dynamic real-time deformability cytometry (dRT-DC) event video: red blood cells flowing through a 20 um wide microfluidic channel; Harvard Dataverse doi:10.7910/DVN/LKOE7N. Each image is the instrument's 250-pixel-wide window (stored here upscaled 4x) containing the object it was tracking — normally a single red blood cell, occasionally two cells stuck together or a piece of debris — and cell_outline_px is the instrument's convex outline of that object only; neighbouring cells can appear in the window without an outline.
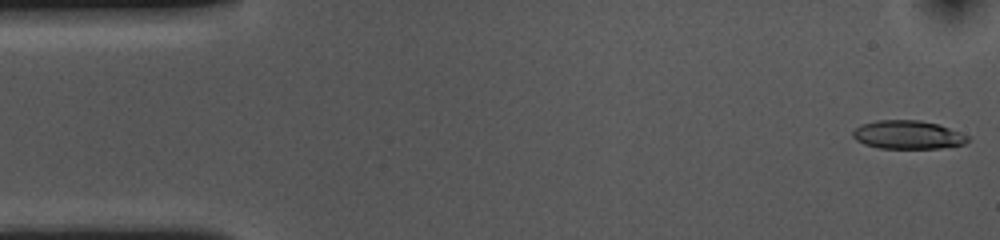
{"species": "common noctule bat (a hibernating species)", "species_latin": "Nyctalus noctula", "temperature_condition": "cold", "stored_images_in_passage": 54, "camera_frame_rate_fps": 3000, "um_per_image_px": 0.085, "animal": {"sex": "female", "body_mass_g": 10.0, "forearm_length_mm": 53.1}, "frame": {"image": 1, "passage_image": 1, "time_ms": 0.0, "image_size_px": [1000, 240], "cell_outline_px": [[968, 140], [964, 144], [940, 148], [880, 148], [864, 144], [856, 140], [852, 136], [852, 132], [856, 128], [864, 124], [876, 120], [920, 120], [940, 124], [968, 136]], "centroid_in_image_um": [77.16, 11.45], "position_along_channel_um": 7.8, "area_um2": 18.96}}
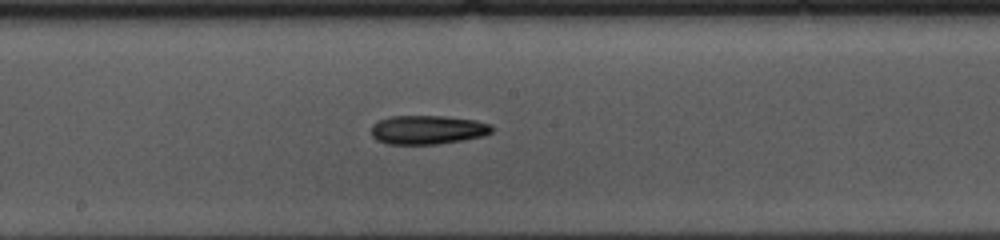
{"frame": {"image": 2, "passage_image": 27, "time_ms": 8.667, "image_size_px": [1000, 240], "cell_outline_px": [[492, 132], [484, 136], [464, 140], [436, 144], [388, 144], [376, 140], [372, 136], [372, 124], [380, 120], [392, 116], [444, 116], [476, 120], [492, 124]], "centroid_in_image_um": [36.37, 11.03], "position_along_channel_um": 211.8, "area_um2": 20.4}}
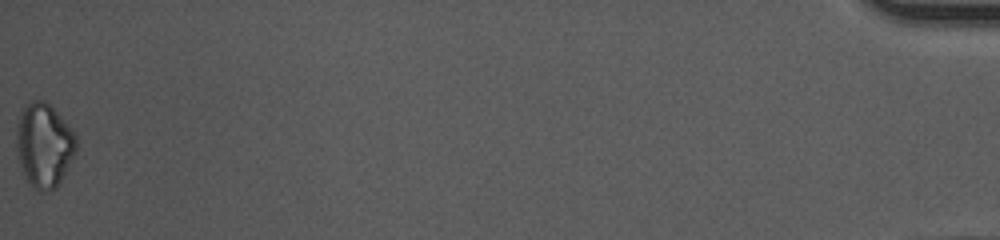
{"frame": {"image": 3, "passage_image": 54, "time_ms": 17.667, "image_size_px": [1000, 240], "cell_outline_px": [[76, 152], [56, 188], [48, 192], [40, 192], [32, 188], [20, 164], [16, 152], [16, 124], [20, 112], [32, 100], [44, 100], [56, 112], [76, 136]], "centroid_in_image_um": [3.72, 12.36], "position_along_channel_um": 431.5, "area_um2": 29.07}}